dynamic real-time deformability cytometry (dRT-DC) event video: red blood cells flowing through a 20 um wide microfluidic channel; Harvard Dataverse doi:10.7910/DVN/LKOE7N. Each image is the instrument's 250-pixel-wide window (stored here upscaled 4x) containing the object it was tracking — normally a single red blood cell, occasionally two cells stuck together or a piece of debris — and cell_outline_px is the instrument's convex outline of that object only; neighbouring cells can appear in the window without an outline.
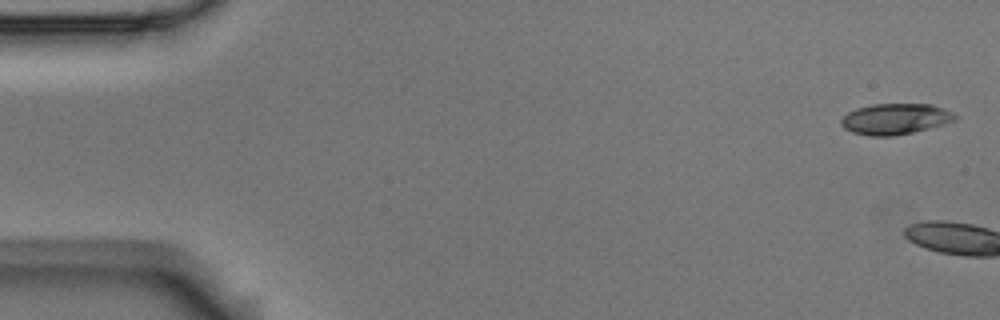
{"species": "Egyptian fruit bat (a non-hibernating species)", "species_latin": "Rousettus aegyptiacus", "temperature_condition": "room temperature", "stored_images_in_passage": 4, "camera_frame_rate_fps": 3000, "um_per_image_px": 0.085, "animal": {"sex": "male"}, "frame": {"image": 1, "passage_image": 1, "time_ms": 0.0, "image_size_px": [1000, 320], "cell_outline_px": [[960, 116], [956, 120], [944, 124], [912, 132], [892, 136], [868, 136], [852, 132], [844, 128], [840, 124], [840, 120], [848, 112], [856, 108], [872, 104], [932, 104], [944, 108]], "centroid_in_image_um": [76.1, 10.1], "position_along_channel_um": 8.9, "area_um2": 20.63}}